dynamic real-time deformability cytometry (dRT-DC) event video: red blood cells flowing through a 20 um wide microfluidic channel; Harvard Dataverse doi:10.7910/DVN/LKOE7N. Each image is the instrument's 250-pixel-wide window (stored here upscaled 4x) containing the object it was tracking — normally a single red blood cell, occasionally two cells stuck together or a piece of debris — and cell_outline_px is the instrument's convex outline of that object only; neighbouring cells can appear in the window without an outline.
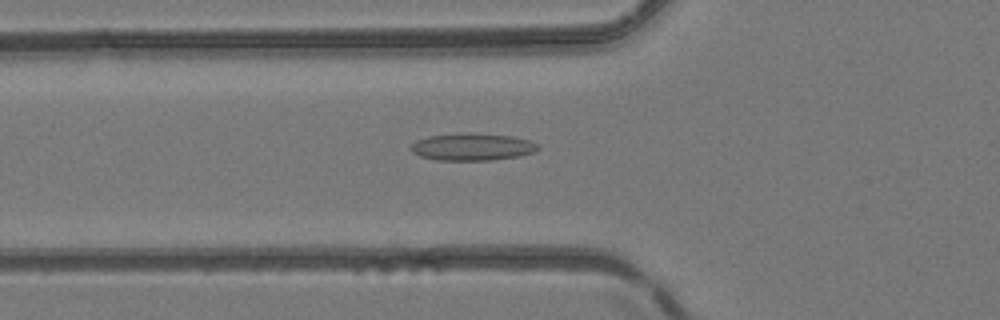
{"species": "common noctule bat (a hibernating species)", "species_latin": "Nyctalus noctula", "temperature_condition": "room temperature", "stored_images_in_passage": 6, "camera_frame_rate_fps": 3000, "um_per_image_px": 0.085, "animal": {"sex": "female", "body_mass_g": 24.6, "forearm_length_mm": 56.2}, "frame": {"image": 1, "passage_image": 6, "time_ms": 5.667, "image_size_px": [1000, 320], "cell_outline_px": [[540, 148], [536, 152], [520, 156], [492, 160], [436, 160], [420, 156], [412, 152], [408, 148], [416, 140], [428, 136], [468, 132], [512, 136], [528, 140], [536, 144]], "centroid_in_image_um": [40.13, 12.48], "position_along_channel_um": 85.7, "area_um2": 20.35}}